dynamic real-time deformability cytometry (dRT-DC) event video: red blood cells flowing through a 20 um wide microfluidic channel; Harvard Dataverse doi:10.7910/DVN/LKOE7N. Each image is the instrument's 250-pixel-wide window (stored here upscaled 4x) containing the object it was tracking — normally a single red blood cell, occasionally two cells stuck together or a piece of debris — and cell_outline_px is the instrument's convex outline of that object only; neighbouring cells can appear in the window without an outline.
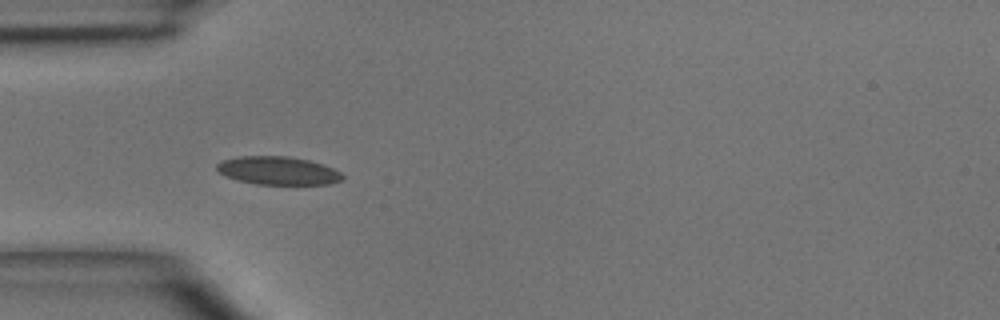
{"species": "common noctule bat (a hibernating species)", "species_latin": "Nyctalus noctula", "temperature_condition": "room temperature", "stored_images_in_passage": 6, "camera_frame_rate_fps": 3000, "um_per_image_px": 0.085, "animal": {"sex": "male", "body_mass_g": 15.6}, "frame": {"image": 1, "passage_image": 3, "time_ms": 2.333, "image_size_px": [1000, 320], "cell_outline_px": [[344, 180], [332, 184], [256, 184], [236, 180], [224, 176], [216, 168], [216, 164], [224, 160], [240, 156], [288, 156], [308, 160], [332, 168], [340, 172], [344, 176]], "centroid_in_image_um": [23.63, 14.51], "position_along_channel_um": 61.4, "area_um2": 20.63}}
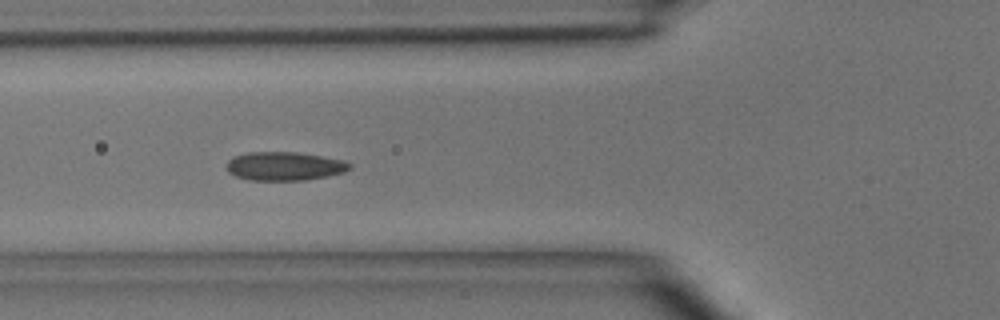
{"frame": {"image": 2, "passage_image": 4, "time_ms": 3.333, "image_size_px": [1000, 320], "cell_outline_px": [[352, 168], [344, 172], [328, 176], [304, 180], [248, 180], [236, 176], [228, 172], [228, 160], [232, 156], [248, 152], [296, 152], [344, 160], [352, 164]], "centroid_in_image_um": [24.19, 14.12], "position_along_channel_um": 101.6, "area_um2": 20.58}}